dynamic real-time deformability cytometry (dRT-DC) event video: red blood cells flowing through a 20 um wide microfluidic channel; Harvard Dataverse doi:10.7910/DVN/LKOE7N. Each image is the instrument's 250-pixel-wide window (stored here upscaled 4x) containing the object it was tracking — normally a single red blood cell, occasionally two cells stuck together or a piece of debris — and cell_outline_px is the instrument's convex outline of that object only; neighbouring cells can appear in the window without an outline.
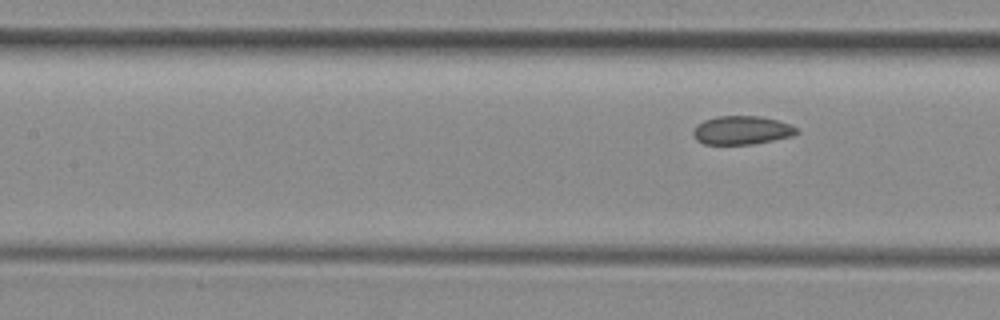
{"species": "common noctule bat (a hibernating species)", "species_latin": "Nyctalus noctula", "temperature_condition": "room temperature", "stored_images_in_passage": 8, "segment_of_instrument_passage": [2, 2], "camera_frame_rate_fps": 3000, "um_per_image_px": 0.085, "animal": {"sex": "female", "body_mass_g": 29.2, "forearm_length_mm": 56.3}, "frame": {"image": 1, "passage_image": 8, "time_ms": 2.333, "image_size_px": [1000, 320], "cell_outline_px": [[800, 132], [792, 136], [752, 144], [704, 144], [696, 140], [692, 132], [696, 124], [704, 120], [716, 116], [760, 116], [792, 124]], "centroid_in_image_um": [63.04, 11.06], "position_along_channel_um": 144.4, "area_um2": 17.28}}